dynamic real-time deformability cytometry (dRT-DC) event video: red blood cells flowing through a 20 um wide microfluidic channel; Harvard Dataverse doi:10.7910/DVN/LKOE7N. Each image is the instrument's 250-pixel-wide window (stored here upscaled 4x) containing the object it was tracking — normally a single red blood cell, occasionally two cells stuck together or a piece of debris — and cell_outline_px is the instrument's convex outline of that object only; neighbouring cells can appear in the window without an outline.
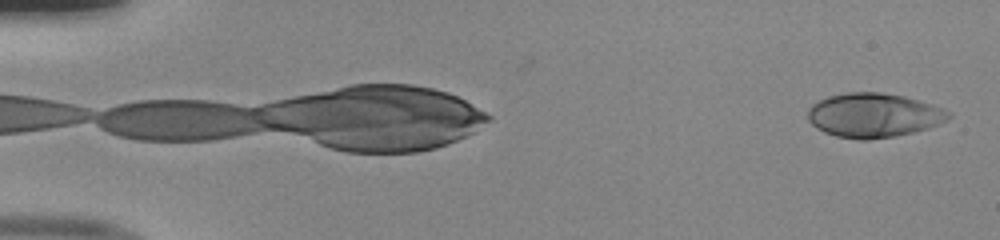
{"species": "human", "species_latin": "Homo sapiens", "temperature_condition": "room temperature", "stored_images_in_passage": 50, "camera_frame_rate_fps": 3000, "um_per_image_px": 0.085, "donor": {"sex": "male"}, "frame": {"image": 1, "passage_image": 1, "time_ms": 0.0, "image_size_px": [1000, 240], "cell_outline_px": [[952, 116], [948, 120], [928, 128], [896, 136], [868, 140], [860, 140], [836, 136], [824, 132], [816, 128], [808, 120], [808, 108], [812, 104], [828, 96], [848, 92], [880, 92], [904, 96], [932, 104], [952, 112]], "centroid_in_image_um": [74.27, 9.8], "position_along_channel_um": 10.7, "area_um2": 36.47}}
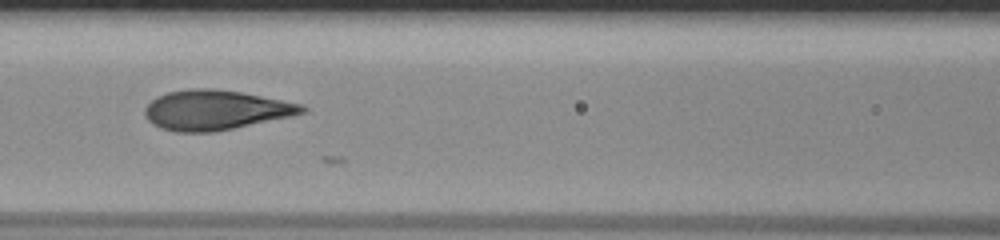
{"frame": {"image": 2, "passage_image": 23, "time_ms": 7.333, "image_size_px": [1000, 240], "cell_outline_px": [[308, 112], [292, 116], [212, 132], [176, 132], [160, 128], [152, 124], [144, 116], [144, 108], [156, 96], [168, 92], [188, 88], [208, 88], [240, 92], [300, 104], [308, 108]], "centroid_in_image_um": [18.27, 9.35], "position_along_channel_um": 148.3, "area_um2": 36.3}}
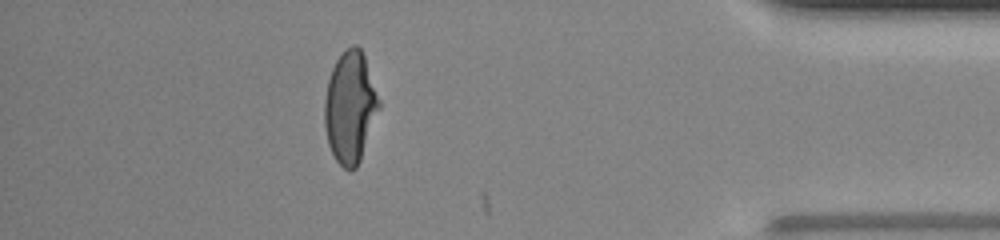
{"frame": {"image": 3, "passage_image": 45, "time_ms": 14.667, "image_size_px": [1000, 240], "cell_outline_px": [[380, 108], [360, 160], [356, 168], [348, 172], [336, 160], [328, 144], [324, 124], [324, 100], [328, 80], [332, 68], [336, 60], [352, 44], [356, 44], [360, 48], [364, 56], [380, 100]], "centroid_in_image_um": [29.76, 9.13], "position_along_channel_um": 405.4, "area_um2": 35.26}, "authors_computed_cell_mechanics": {"area_um2": 36.1539, "velocity_mm_per_s": 4.0302, "shape_relaxation_time_tau1_ms": 6.7557, "shape_relaxation_time_tau2_ms": null, "deformation_change_tau1": 0.2534, "deformation_change_tau2": null}}